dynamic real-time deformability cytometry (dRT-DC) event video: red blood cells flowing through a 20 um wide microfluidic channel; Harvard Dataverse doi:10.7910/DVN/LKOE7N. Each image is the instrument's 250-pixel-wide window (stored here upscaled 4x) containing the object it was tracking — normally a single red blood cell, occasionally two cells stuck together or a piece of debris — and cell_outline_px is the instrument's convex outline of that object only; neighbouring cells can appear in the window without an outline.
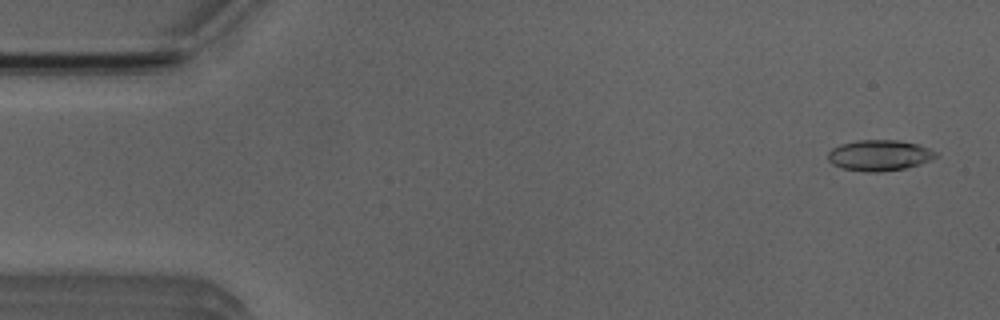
{"species": "Egyptian fruit bat (a non-hibernating species)", "species_latin": "Rousettus aegyptiacus", "temperature_condition": "room temperature", "stored_images_in_passage": 51, "camera_frame_rate_fps": 3000, "um_per_image_px": 0.085, "animal": {"sex": "male"}, "frame": {"image": 1, "passage_image": 2, "time_ms": 0.333, "image_size_px": [1000, 320], "cell_outline_px": [[940, 156], [920, 164], [904, 168], [880, 172], [864, 172], [844, 168], [832, 164], [828, 160], [828, 152], [832, 148], [840, 144], [856, 140], [900, 140], [920, 144], [936, 152]], "centroid_in_image_um": [74.76, 13.19], "position_along_channel_um": 10.2, "area_um2": 19.54}}
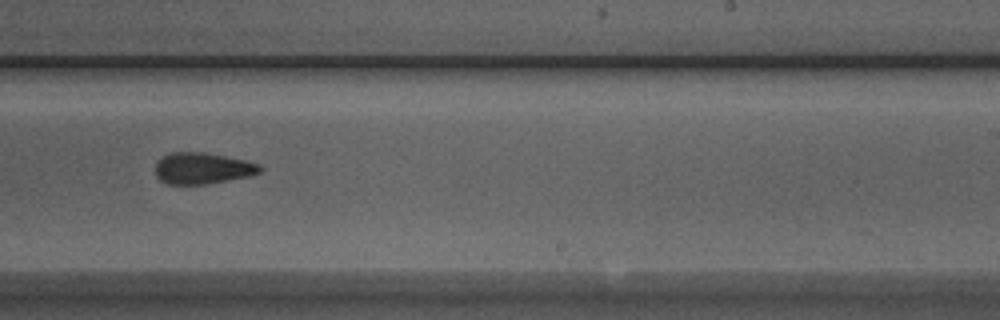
{"frame": {"image": 2, "passage_image": 31, "time_ms": 10.0, "image_size_px": [1000, 320], "cell_outline_px": [[264, 168], [260, 172], [252, 176], [204, 184], [168, 184], [160, 180], [156, 176], [156, 160], [160, 156], [168, 152], [204, 152], [244, 160], [260, 164]], "centroid_in_image_um": [17.19, 14.29], "position_along_channel_um": 271.8, "area_um2": 19.31}}
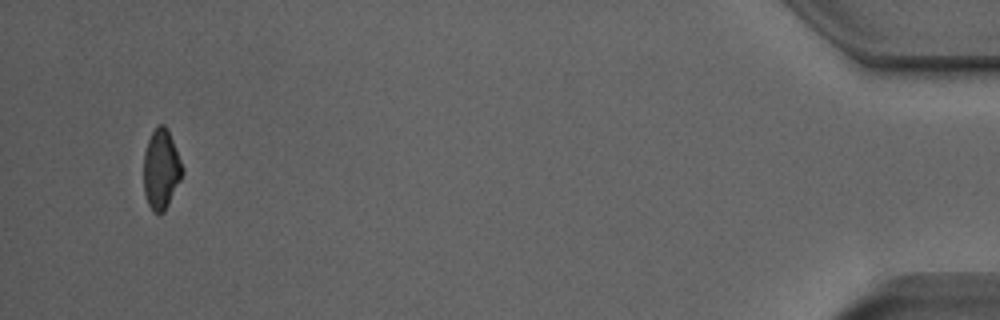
{"frame": {"image": 3, "passage_image": 49, "time_ms": 16.0, "image_size_px": [1000, 320], "cell_outline_px": [[184, 172], [164, 212], [152, 212], [148, 204], [144, 192], [144, 152], [148, 140], [152, 132], [160, 124], [164, 124], [168, 128], [184, 168]], "centroid_in_image_um": [13.7, 14.37], "position_along_channel_um": 421.5, "area_um2": 17.98}, "authors_computed_cell_mechanics": {"area_um2": 19.5364, "velocity_mm_per_s": 3.9499, "shape_relaxation_time_tau1_ms": 9.457, "shape_relaxation_time_tau2_ms": 3.8659, "deformation_change_tau1": 0.2013, "deformation_change_tau2": 0.13}}